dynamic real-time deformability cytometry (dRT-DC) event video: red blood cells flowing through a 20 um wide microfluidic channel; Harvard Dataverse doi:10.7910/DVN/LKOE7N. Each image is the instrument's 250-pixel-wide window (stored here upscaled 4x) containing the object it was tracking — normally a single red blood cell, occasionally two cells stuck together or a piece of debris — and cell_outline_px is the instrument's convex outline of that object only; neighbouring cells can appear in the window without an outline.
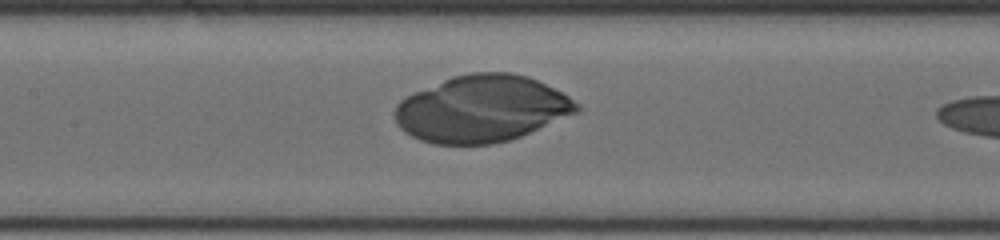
{"species": "human", "species_latin": "Homo sapiens", "temperature_condition": "cold", "stored_images_in_passage": 20, "camera_frame_rate_fps": 3000, "um_per_image_px": 0.085, "donor": {"sex": "male"}, "frame": {"image": 1, "passage_image": 18, "time_ms": 5.667, "image_size_px": [1000, 240], "cell_outline_px": [[580, 108], [576, 112], [520, 136], [508, 140], [492, 144], [432, 144], [420, 140], [404, 132], [396, 124], [392, 112], [396, 104], [400, 100], [416, 92], [452, 76], [468, 72], [512, 72], [528, 76], [568, 96], [580, 104]], "centroid_in_image_um": [40.89, 9.24], "position_along_channel_um": 166.5, "area_um2": 70.46}}